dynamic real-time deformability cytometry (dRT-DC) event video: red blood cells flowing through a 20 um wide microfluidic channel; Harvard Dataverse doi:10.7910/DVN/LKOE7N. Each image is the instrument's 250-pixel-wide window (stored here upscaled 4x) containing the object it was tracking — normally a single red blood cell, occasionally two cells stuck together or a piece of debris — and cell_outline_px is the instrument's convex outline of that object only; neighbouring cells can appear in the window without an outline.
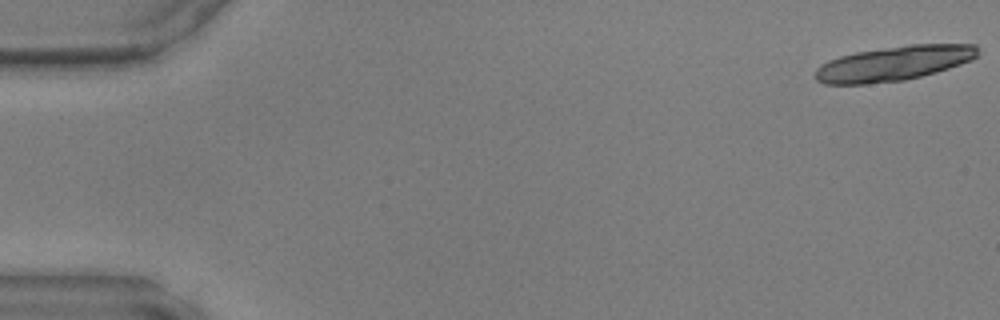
{"species": "common noctule bat (a hibernating species)", "species_latin": "Nyctalus noctula", "temperature_condition": "warm", "stored_images_in_passage": 7, "camera_frame_rate_fps": 3000, "um_per_image_px": 0.085, "animal": {"sex": "male", "body_mass_g": 17.9, "forearm_length_mm": 54.2}, "frame": {"image": 1, "passage_image": 1, "time_ms": 0.0, "image_size_px": [1000, 320], "cell_outline_px": [[980, 52], [972, 60], [936, 72], [904, 80], [868, 84], [824, 84], [816, 80], [816, 68], [828, 60], [840, 56], [856, 52], [908, 44], [976, 44]], "centroid_in_image_um": [75.98, 5.38], "position_along_channel_um": 9.0, "area_um2": 32.89}}